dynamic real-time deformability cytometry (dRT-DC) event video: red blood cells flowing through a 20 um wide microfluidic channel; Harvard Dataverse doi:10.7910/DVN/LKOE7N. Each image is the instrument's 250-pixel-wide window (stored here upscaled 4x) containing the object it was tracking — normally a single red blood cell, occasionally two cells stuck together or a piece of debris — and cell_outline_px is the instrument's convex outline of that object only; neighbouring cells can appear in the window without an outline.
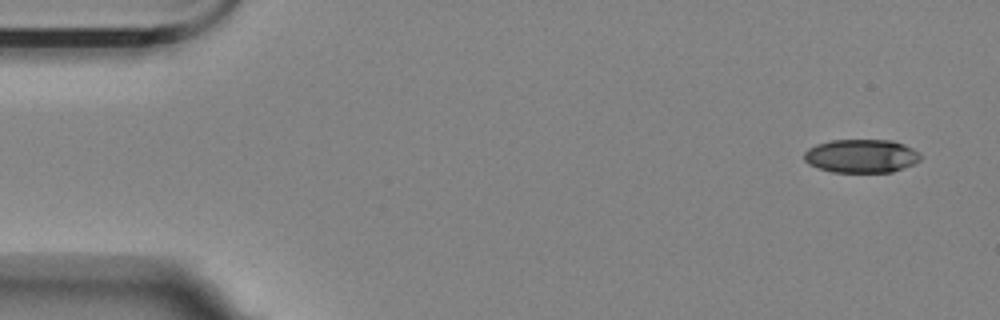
{"species": "Egyptian fruit bat (a non-hibernating species)", "species_latin": "Rousettus aegyptiacus", "temperature_condition": "room temperature", "stored_images_in_passage": 6, "camera_frame_rate_fps": 3000, "um_per_image_px": 0.085, "animal": {"sex": "female"}, "frame": {"image": 1, "passage_image": 1, "time_ms": 0.0, "image_size_px": [1000, 320], "cell_outline_px": [[920, 160], [904, 168], [892, 172], [832, 172], [808, 164], [804, 160], [804, 152], [808, 148], [816, 144], [832, 140], [892, 140], [904, 144], [920, 152]], "centroid_in_image_um": [73.21, 13.25], "position_along_channel_um": 11.8, "area_um2": 22.77}}
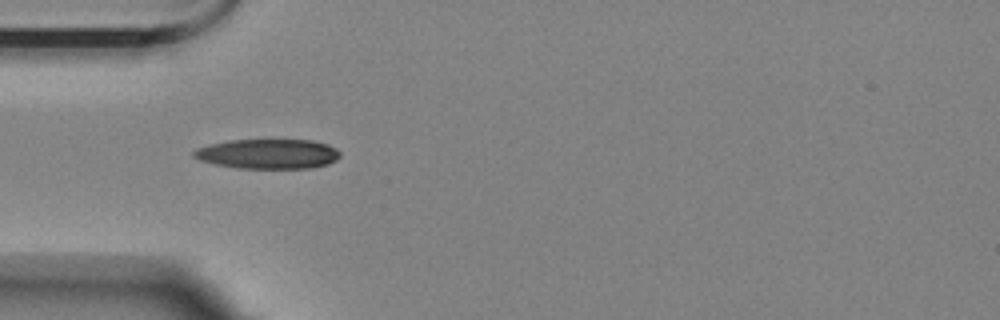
{"frame": {"image": 2, "passage_image": 5, "time_ms": 4.667, "image_size_px": [1000, 320], "cell_outline_px": [[340, 156], [336, 160], [328, 164], [312, 168], [240, 168], [216, 164], [200, 160], [192, 156], [192, 152], [196, 148], [212, 144], [232, 140], [312, 140], [328, 144], [336, 148], [340, 152]], "centroid_in_image_um": [22.81, 13.08], "position_along_channel_um": 62.2, "area_um2": 25.32}}
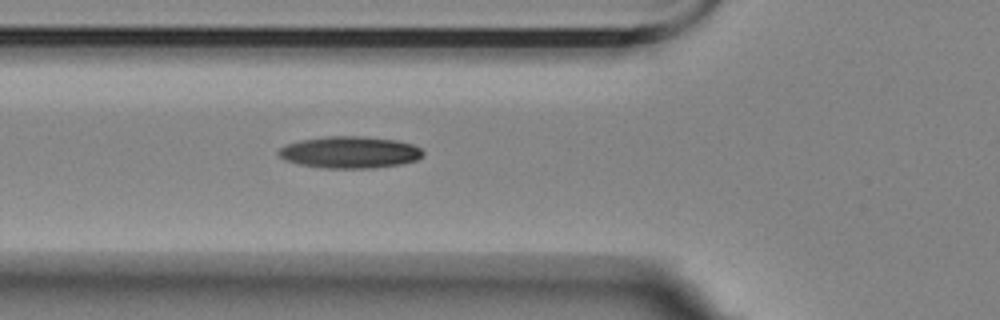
{"frame": {"image": 3, "passage_image": 6, "time_ms": 5.667, "image_size_px": [1000, 320], "cell_outline_px": [[424, 156], [416, 160], [400, 164], [372, 168], [324, 168], [300, 164], [288, 160], [280, 156], [276, 152], [284, 144], [300, 140], [328, 136], [364, 136], [396, 140], [412, 144], [420, 148], [424, 152]], "centroid_in_image_um": [29.74, 12.93], "position_along_channel_um": 96.1, "area_um2": 26.76}}